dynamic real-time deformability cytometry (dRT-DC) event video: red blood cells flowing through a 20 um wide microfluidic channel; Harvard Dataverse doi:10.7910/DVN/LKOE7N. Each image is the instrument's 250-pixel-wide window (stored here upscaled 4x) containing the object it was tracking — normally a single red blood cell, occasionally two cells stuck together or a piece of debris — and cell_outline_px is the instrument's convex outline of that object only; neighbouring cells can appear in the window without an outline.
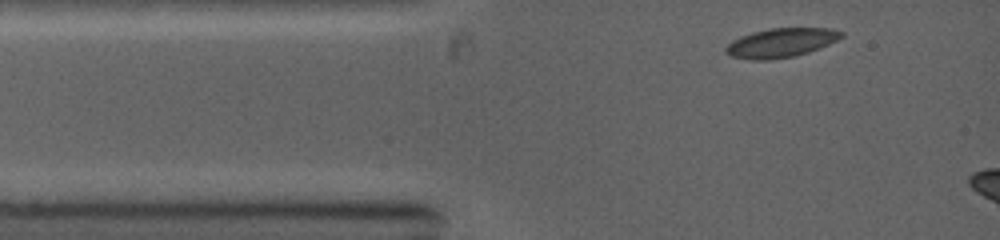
{"species": "common noctule bat (a hibernating species)", "species_latin": "Nyctalus noctula", "temperature_condition": "warm", "stored_images_in_passage": 6, "camera_frame_rate_fps": 5000, "um_per_image_px": 0.085, "animal": {"sex": "female", "body_mass_g": 19.0, "forearm_length_mm": 53.3}, "frame": {"image": 1, "passage_image": 1, "time_ms": 0.0, "image_size_px": [1000, 240], "cell_outline_px": [[844, 36], [828, 44], [808, 52], [792, 56], [768, 60], [752, 60], [728, 56], [724, 52], [724, 48], [732, 40], [740, 36], [752, 32], [768, 28], [832, 28], [844, 32]], "centroid_in_image_um": [66.33, 3.63], "position_along_channel_um": 18.7, "area_um2": 19.71}}